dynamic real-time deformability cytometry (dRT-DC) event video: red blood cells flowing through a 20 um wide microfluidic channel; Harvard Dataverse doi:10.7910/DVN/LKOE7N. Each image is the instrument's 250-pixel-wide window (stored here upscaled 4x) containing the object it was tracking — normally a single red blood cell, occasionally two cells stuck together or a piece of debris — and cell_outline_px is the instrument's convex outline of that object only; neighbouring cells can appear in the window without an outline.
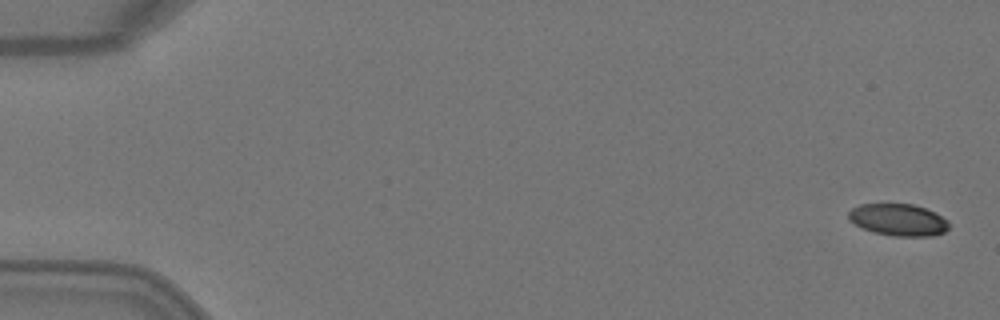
{"species": "Egyptian fruit bat (a non-hibernating species)", "species_latin": "Rousettus aegyptiacus", "temperature_condition": "warm", "stored_images_in_passage": 5, "camera_frame_rate_fps": 3000, "um_per_image_px": 0.085, "animal": {"sex": "female"}, "frame": {"image": 1, "passage_image": 1, "time_ms": 0.0, "image_size_px": [1000, 320], "cell_outline_px": [[948, 228], [944, 232], [932, 236], [892, 236], [872, 232], [848, 220], [848, 212], [852, 208], [860, 204], [912, 204], [924, 208], [948, 220]], "centroid_in_image_um": [76.33, 18.69], "position_along_channel_um": 8.7, "area_um2": 18.55}}
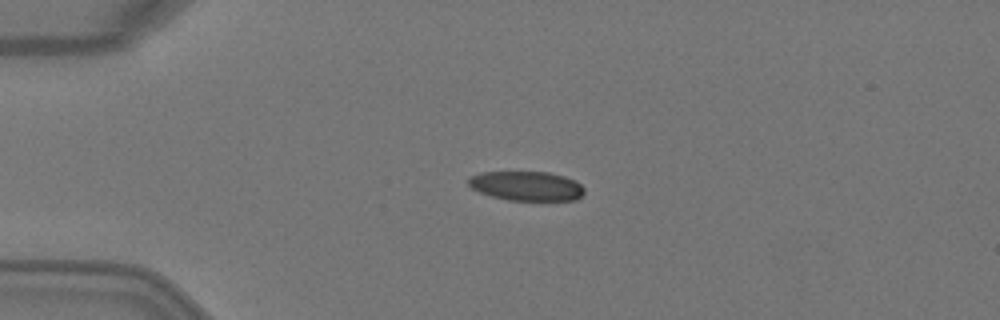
{"frame": {"image": 2, "passage_image": 4, "time_ms": 1.0, "image_size_px": [1000, 320], "cell_outline_px": [[584, 192], [576, 200], [508, 200], [492, 196], [480, 192], [472, 188], [468, 184], [468, 176], [480, 172], [548, 172], [564, 176], [576, 180], [584, 188]], "centroid_in_image_um": [44.74, 15.8], "position_along_channel_um": 40.3, "area_um2": 19.88}}